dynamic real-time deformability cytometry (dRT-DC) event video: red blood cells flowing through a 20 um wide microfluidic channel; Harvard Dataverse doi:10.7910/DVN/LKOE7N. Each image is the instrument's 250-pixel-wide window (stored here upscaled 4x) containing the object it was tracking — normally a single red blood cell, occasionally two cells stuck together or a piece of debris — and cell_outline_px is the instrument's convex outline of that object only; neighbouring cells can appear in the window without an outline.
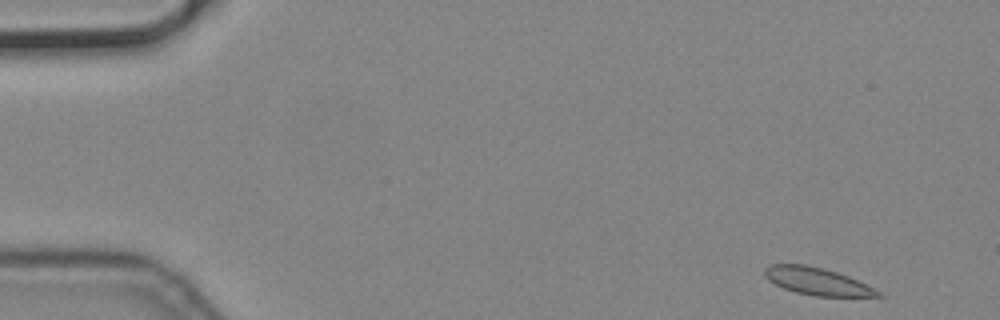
{"species": "common noctule bat (a hibernating species)", "species_latin": "Nyctalus noctula", "temperature_condition": "cold", "stored_images_in_passage": 53, "camera_frame_rate_fps": 3000, "um_per_image_px": 0.085, "animal": {"sex": "male", "body_mass_g": 19.2, "forearm_length_mm": 51.8}, "frame": {"image": 1, "passage_image": 1, "time_ms": 0.0, "image_size_px": [1000, 320], "cell_outline_px": [[884, 296], [816, 296], [796, 292], [784, 288], [768, 280], [764, 276], [764, 268], [772, 264], [804, 264], [824, 268], [848, 276], [880, 292]], "centroid_in_image_um": [69.4, 23.9], "position_along_channel_um": 15.6, "area_um2": 17.74}}
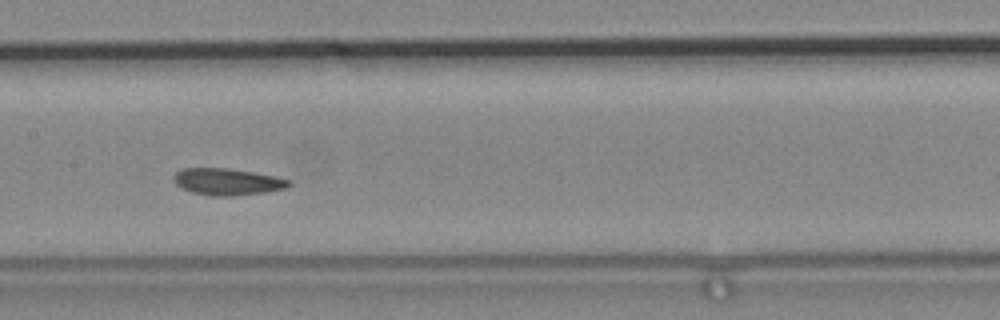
{"frame": {"image": 2, "passage_image": 25, "time_ms": 8.0, "image_size_px": [1000, 320], "cell_outline_px": [[292, 184], [284, 188], [264, 192], [232, 196], [212, 196], [192, 192], [180, 188], [172, 180], [172, 176], [176, 172], [184, 168], [228, 168], [276, 176], [292, 180]], "centroid_in_image_um": [19.3, 15.44], "position_along_channel_um": 188.1, "area_um2": 18.03}}
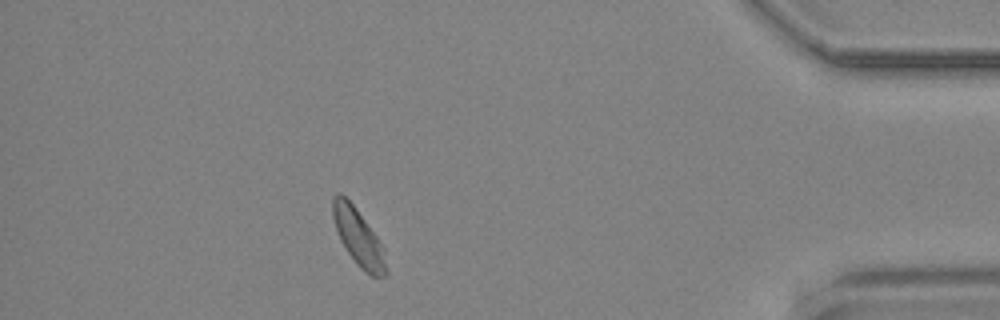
{"frame": {"image": 3, "passage_image": 47, "time_ms": 15.333, "image_size_px": [1000, 320], "cell_outline_px": [[388, 272], [384, 276], [372, 276], [364, 272], [356, 264], [340, 240], [332, 216], [332, 196], [336, 192], [340, 192], [356, 208], [376, 236], [384, 248]], "centroid_in_image_um": [30.46, 20.17], "position_along_channel_um": 404.7, "area_um2": 17.63}}